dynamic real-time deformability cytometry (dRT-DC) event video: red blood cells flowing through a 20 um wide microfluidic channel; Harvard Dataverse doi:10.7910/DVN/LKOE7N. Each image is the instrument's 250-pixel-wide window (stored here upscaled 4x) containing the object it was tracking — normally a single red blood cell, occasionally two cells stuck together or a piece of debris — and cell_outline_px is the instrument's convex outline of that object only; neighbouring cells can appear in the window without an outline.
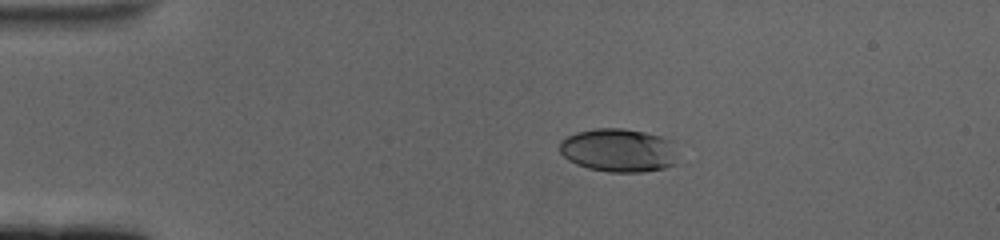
{"species": "human", "species_latin": "Homo sapiens", "temperature_condition": "cold", "stored_images_in_passage": 49, "camera_frame_rate_fps": 3000, "um_per_image_px": 0.085, "donor": {"sex": "female"}, "frame": {"image": 1, "passage_image": 1, "time_ms": 0.0, "image_size_px": [1000, 240], "cell_outline_px": [[676, 164], [664, 168], [644, 172], [608, 172], [588, 168], [576, 164], [568, 160], [560, 152], [560, 140], [576, 132], [596, 128], [624, 128], [644, 132], [660, 136], [672, 140]], "centroid_in_image_um": [52.56, 12.77], "position_along_channel_um": 32.4, "area_um2": 30.0}}
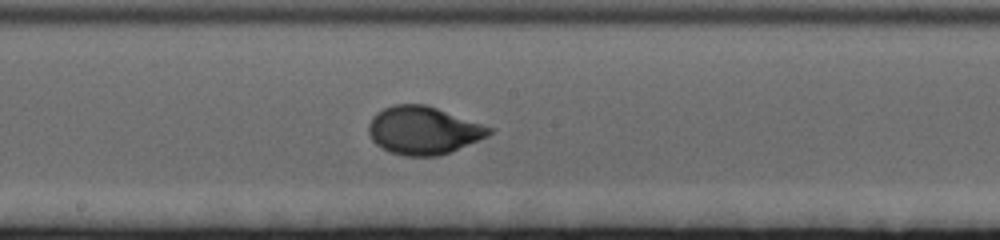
{"frame": {"image": 2, "passage_image": 22, "time_ms": 7.0, "image_size_px": [1000, 240], "cell_outline_px": [[496, 128], [488, 136], [440, 156], [404, 156], [380, 148], [372, 140], [368, 132], [368, 124], [372, 116], [384, 108], [392, 104], [424, 104]], "centroid_in_image_um": [35.98, 11.08], "position_along_channel_um": 212.2, "area_um2": 33.76}}
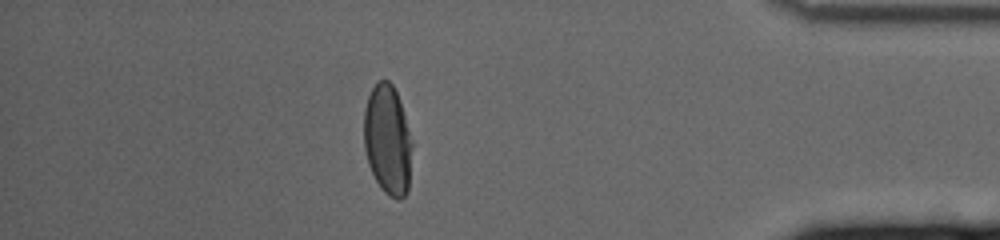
{"frame": {"image": 3, "passage_image": 42, "time_ms": 13.667, "image_size_px": [1000, 240], "cell_outline_px": [[412, 144], [408, 188], [404, 196], [400, 200], [396, 200], [388, 196], [380, 188], [368, 164], [364, 148], [364, 108], [368, 96], [372, 88], [380, 80], [388, 80], [392, 84], [400, 100], [412, 140]], "centroid_in_image_um": [32.94, 11.9], "position_along_channel_um": 402.3, "area_um2": 30.98}, "authors_computed_cell_mechanics": {"area_um2": 32.1946, "velocity_mm_per_s": 3.374, "shape_relaxation_time_tau1_ms": 3.6356, "shape_relaxation_time_tau2_ms": null, "deformation_change_tau1": 0.1691, "deformation_change_tau2": null}}